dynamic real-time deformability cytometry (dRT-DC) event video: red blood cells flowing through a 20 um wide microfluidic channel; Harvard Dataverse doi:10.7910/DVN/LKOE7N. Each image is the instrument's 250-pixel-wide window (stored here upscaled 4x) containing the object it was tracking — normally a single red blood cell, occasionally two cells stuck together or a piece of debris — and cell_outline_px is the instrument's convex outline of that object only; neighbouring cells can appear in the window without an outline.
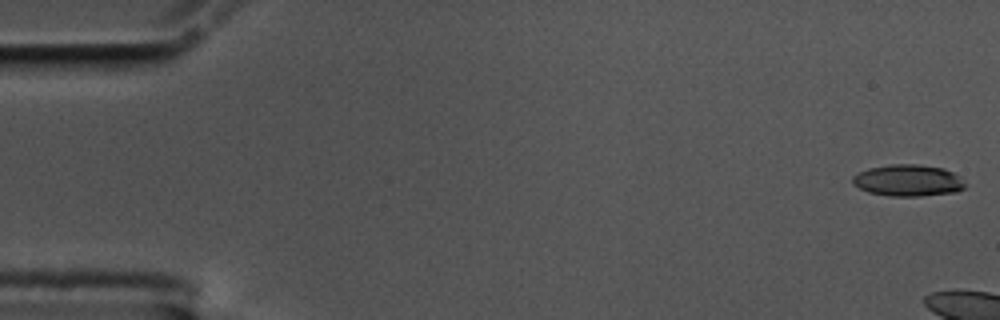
{"species": "common noctule bat (a hibernating species)", "species_latin": "Nyctalus noctula", "temperature_condition": "cold", "stored_images_in_passage": 9, "camera_frame_rate_fps": 3000, "um_per_image_px": 0.085, "animal": {"sex": "male", "body_mass_g": 17.5, "forearm_length_mm": 52.3}, "frame": {"image": 1, "passage_image": 1, "time_ms": 0.0, "image_size_px": [1000, 320], "cell_outline_px": [[964, 188], [956, 192], [920, 196], [888, 196], [868, 192], [852, 184], [852, 176], [868, 168], [892, 164], [916, 164], [944, 168], [960, 176], [964, 184]], "centroid_in_image_um": [77.17, 15.34], "position_along_channel_um": 7.8, "area_um2": 20.75}}